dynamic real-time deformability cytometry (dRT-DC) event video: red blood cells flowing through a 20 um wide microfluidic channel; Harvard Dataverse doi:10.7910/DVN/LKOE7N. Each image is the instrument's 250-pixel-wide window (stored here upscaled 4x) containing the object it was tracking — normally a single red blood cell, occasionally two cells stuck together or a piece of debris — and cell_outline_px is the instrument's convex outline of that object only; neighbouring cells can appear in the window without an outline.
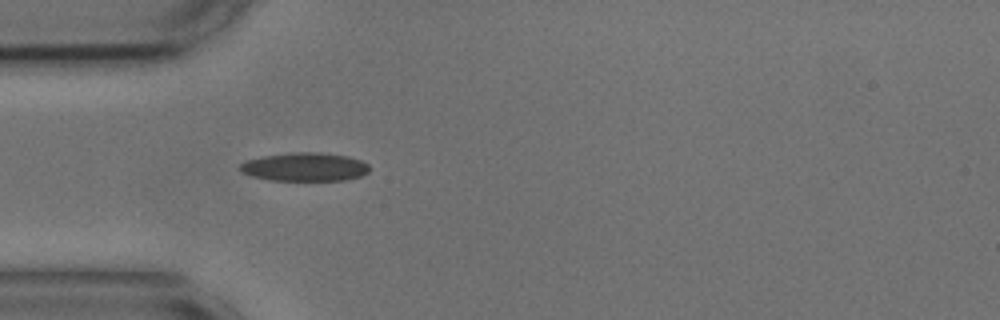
{"species": "common noctule bat (a hibernating species)", "species_latin": "Nyctalus noctula", "temperature_condition": "cold", "stored_images_in_passage": 39, "camera_frame_rate_fps": 3000, "um_per_image_px": 0.085, "animal": {"sex": "male", "body_mass_g": 17.9, "forearm_length_mm": 54.2}, "frame": {"image": 1, "passage_image": 1, "time_ms": 0.0, "image_size_px": [1000, 320], "cell_outline_px": [[368, 172], [360, 176], [344, 180], [268, 180], [252, 176], [240, 172], [240, 164], [244, 160], [264, 156], [288, 152], [320, 152], [348, 156], [360, 160], [368, 164]], "centroid_in_image_um": [25.87, 14.18], "position_along_channel_um": 59.1, "area_um2": 21.56}}
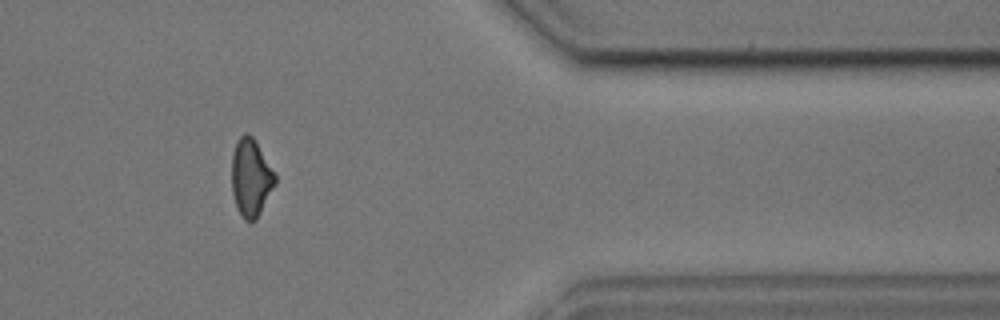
{"frame": {"image": 2, "passage_image": 30, "time_ms": 9.667, "image_size_px": [1000, 320], "cell_outline_px": [[276, 184], [256, 220], [252, 224], [248, 224], [244, 220], [236, 208], [232, 192], [232, 152], [236, 140], [244, 132], [248, 132], [252, 136], [276, 176]], "centroid_in_image_um": [21.3, 15.14], "position_along_channel_um": 390.1, "area_um2": 19.83}}
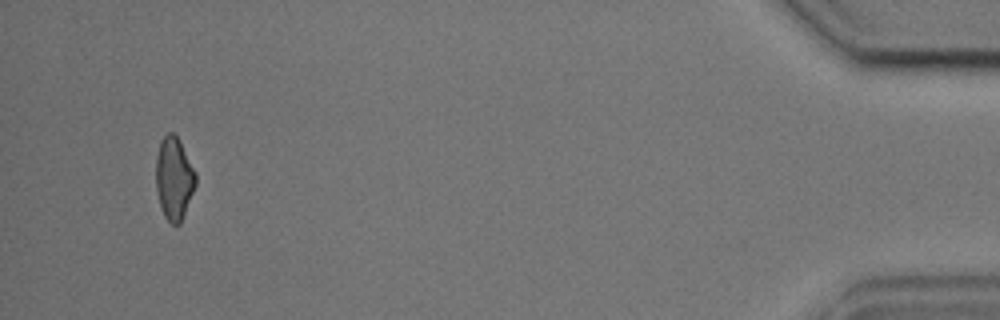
{"frame": {"image": 3, "passage_image": 37, "time_ms": 12.0, "image_size_px": [1000, 320], "cell_outline_px": [[196, 184], [180, 224], [172, 224], [164, 216], [160, 208], [156, 188], [156, 156], [160, 140], [168, 132], [172, 132], [180, 140], [196, 172]], "centroid_in_image_um": [14.78, 15.14], "position_along_channel_um": 420.4, "area_um2": 19.25}, "authors_computed_cell_mechanics": {"area_um2": 20.4034, "velocity_mm_per_s": 3.6773, "shape_relaxation_time_tau1_ms": 3.2276, "shape_relaxation_time_tau2_ms": 3.1624, "deformation_change_tau1": 0.1061, "deformation_change_tau2": 0.0972}}